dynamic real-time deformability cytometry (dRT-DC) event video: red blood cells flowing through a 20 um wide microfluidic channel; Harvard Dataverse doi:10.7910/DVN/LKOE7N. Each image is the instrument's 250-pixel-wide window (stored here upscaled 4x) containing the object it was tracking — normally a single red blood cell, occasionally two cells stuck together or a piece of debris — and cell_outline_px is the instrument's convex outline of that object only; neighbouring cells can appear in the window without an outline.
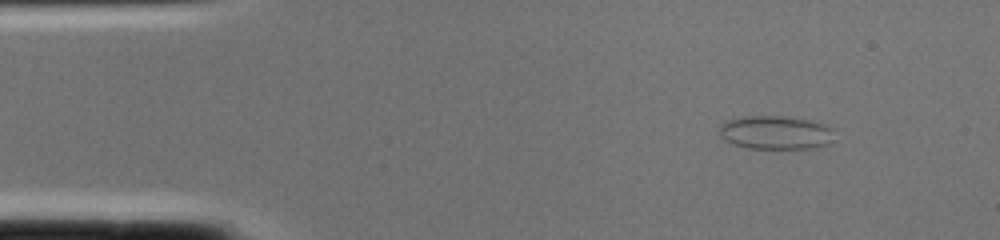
{"species": "common noctule bat (a hibernating species)", "species_latin": "Nyctalus noctula", "temperature_condition": "cold", "stored_images_in_passage": 2, "camera_frame_rate_fps": 3000, "um_per_image_px": 0.085, "animal": {"sex": "female", "body_mass_g": 22.0, "forearm_length_mm": 56.7}, "frame": {"image": 1, "passage_image": 1, "time_ms": 0.0, "image_size_px": [1000, 240], "cell_outline_px": [[832, 128], [828, 144], [808, 148], [748, 148], [732, 144], [720, 136], [720, 124], [728, 120], [744, 116], [784, 116], [808, 120], [824, 124]], "centroid_in_image_um": [65.86, 11.26], "position_along_channel_um": 19.1, "area_um2": 22.14}}